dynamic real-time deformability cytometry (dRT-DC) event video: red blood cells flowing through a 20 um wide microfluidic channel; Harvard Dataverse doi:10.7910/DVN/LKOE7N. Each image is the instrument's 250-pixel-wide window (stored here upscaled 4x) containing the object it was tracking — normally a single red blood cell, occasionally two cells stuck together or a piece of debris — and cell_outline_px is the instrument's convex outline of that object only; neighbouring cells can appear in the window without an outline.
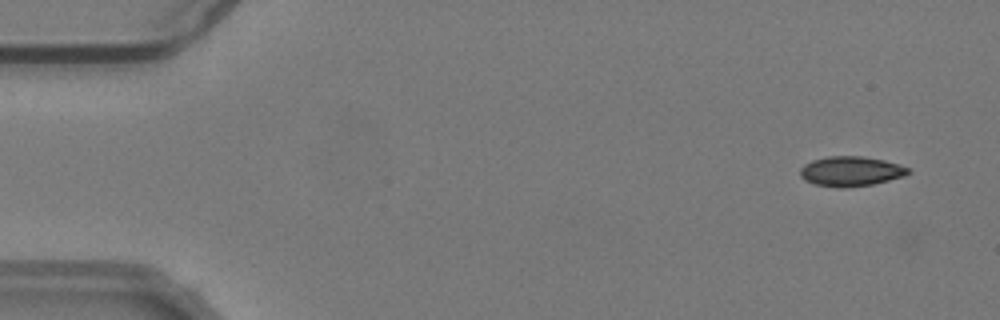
{"species": "common noctule bat (a hibernating species)", "species_latin": "Nyctalus noctula", "temperature_condition": "warm", "stored_images_in_passage": 54, "camera_frame_rate_fps": 3000, "um_per_image_px": 0.085, "animal": {"sex": "male", "body_mass_g": 19.2, "forearm_length_mm": 51.8}, "frame": {"image": 1, "passage_image": 3, "time_ms": 0.667, "image_size_px": [1000, 320], "cell_outline_px": [[912, 172], [904, 176], [872, 184], [840, 188], [816, 184], [804, 180], [800, 176], [800, 168], [804, 164], [812, 160], [828, 156], [864, 156], [884, 160], [908, 168]], "centroid_in_image_um": [72.29, 14.55], "position_along_channel_um": 12.7, "area_um2": 18.67}}
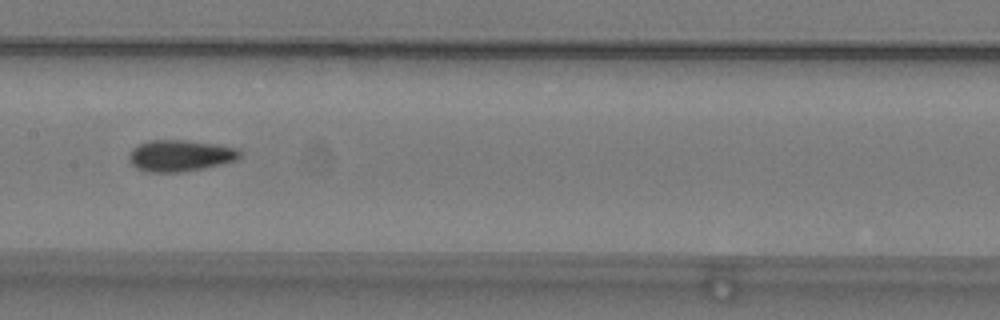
{"frame": {"image": 2, "passage_image": 27, "time_ms": 8.667, "image_size_px": [1000, 320], "cell_outline_px": [[244, 152], [236, 160], [220, 164], [180, 172], [148, 172], [136, 168], [128, 160], [128, 156], [132, 148], [136, 144], [148, 140], [184, 140], [216, 144], [240, 148]], "centroid_in_image_um": [15.3, 13.21], "position_along_channel_um": 192.1, "area_um2": 20.46}}
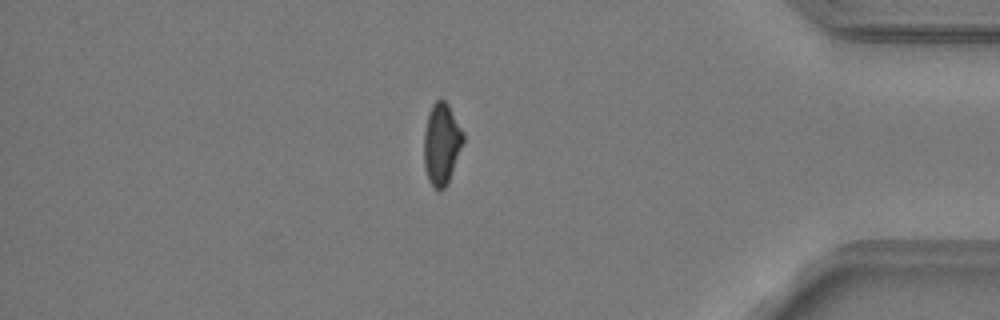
{"frame": {"image": 3, "passage_image": 46, "time_ms": 15.0, "image_size_px": [1000, 320], "cell_outline_px": [[464, 140], [448, 184], [444, 188], [436, 188], [428, 180], [424, 168], [424, 132], [428, 112], [432, 104], [436, 100], [444, 100], [448, 104], [464, 132]], "centroid_in_image_um": [37.53, 12.21], "position_along_channel_um": 397.7, "area_um2": 18.67}}